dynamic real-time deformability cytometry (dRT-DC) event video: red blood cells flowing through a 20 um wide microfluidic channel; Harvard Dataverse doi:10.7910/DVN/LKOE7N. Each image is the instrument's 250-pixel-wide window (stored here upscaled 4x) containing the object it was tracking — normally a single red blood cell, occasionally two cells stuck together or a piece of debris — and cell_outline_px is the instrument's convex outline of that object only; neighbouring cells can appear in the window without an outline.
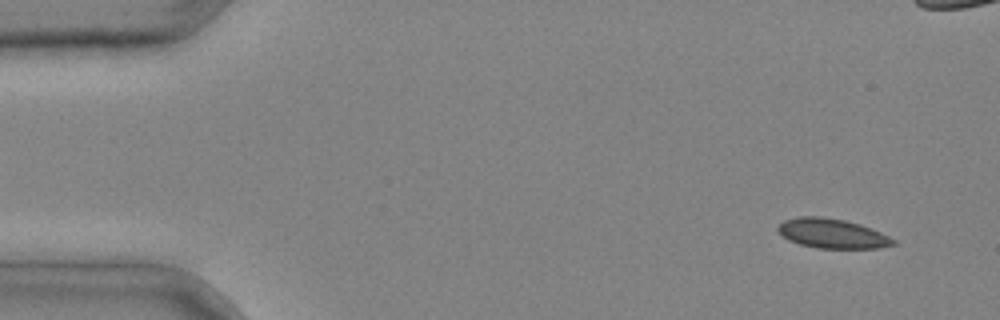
{"species": "common noctule bat (a hibernating species)", "species_latin": "Nyctalus noctula", "temperature_condition": "cold", "stored_images_in_passage": 2, "segment_of_instrument_passage": [2, 2], "camera_frame_rate_fps": 3000, "um_per_image_px": 0.085, "animal": {"sex": "male", "body_mass_g": 20.4}, "frame": {"image": 1, "passage_image": 2, "time_ms": 0.333, "image_size_px": [1000, 320], "cell_outline_px": [[896, 244], [880, 248], [816, 248], [800, 244], [788, 240], [776, 228], [784, 220], [800, 216], [820, 216], [844, 220], [860, 224], [872, 228], [896, 240]], "centroid_in_image_um": [70.75, 19.85], "position_along_channel_um": 14.2, "area_um2": 19.83}}